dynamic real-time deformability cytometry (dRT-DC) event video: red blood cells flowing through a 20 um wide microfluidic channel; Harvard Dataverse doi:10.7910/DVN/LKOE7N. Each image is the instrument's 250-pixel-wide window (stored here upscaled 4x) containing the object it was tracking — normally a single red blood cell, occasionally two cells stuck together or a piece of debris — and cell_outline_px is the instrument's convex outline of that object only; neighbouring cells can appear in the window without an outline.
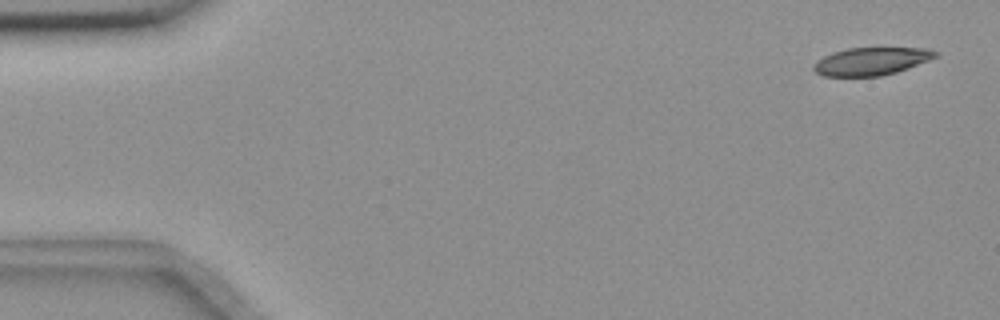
{"species": "common noctule bat (a hibernating species)", "species_latin": "Nyctalus noctula", "temperature_condition": "room temperature", "stored_images_in_passage": 54, "camera_frame_rate_fps": 3000, "um_per_image_px": 0.085, "animal": {"sex": "female", "body_mass_g": 18.4}, "frame": {"image": 1, "passage_image": 1, "time_ms": 0.0, "image_size_px": [1000, 320], "cell_outline_px": [[940, 56], [908, 68], [896, 72], [880, 76], [824, 76], [816, 72], [812, 68], [812, 64], [816, 60], [832, 52], [848, 48], [928, 48], [940, 52]], "centroid_in_image_um": [74.08, 5.2], "position_along_channel_um": 10.9, "area_um2": 19.88}}
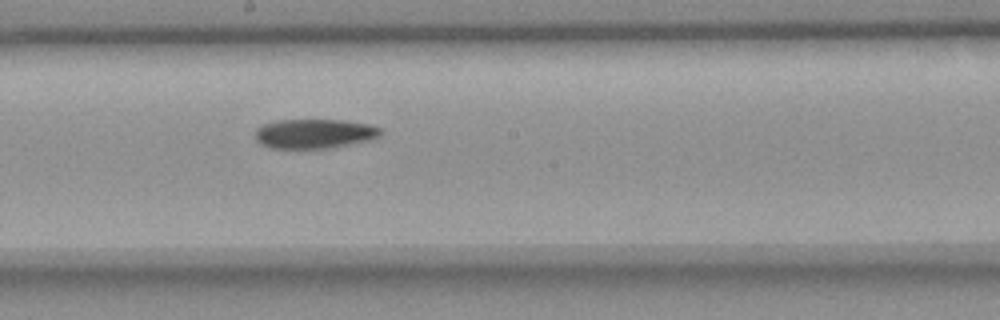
{"frame": {"image": 2, "passage_image": 29, "time_ms": 9.333, "image_size_px": [1000, 320], "cell_outline_px": [[380, 136], [372, 140], [332, 148], [272, 148], [260, 144], [256, 140], [256, 128], [260, 124], [276, 120], [348, 120], [368, 124], [380, 128]], "centroid_in_image_um": [26.72, 11.36], "position_along_channel_um": 221.5, "area_um2": 21.79}}
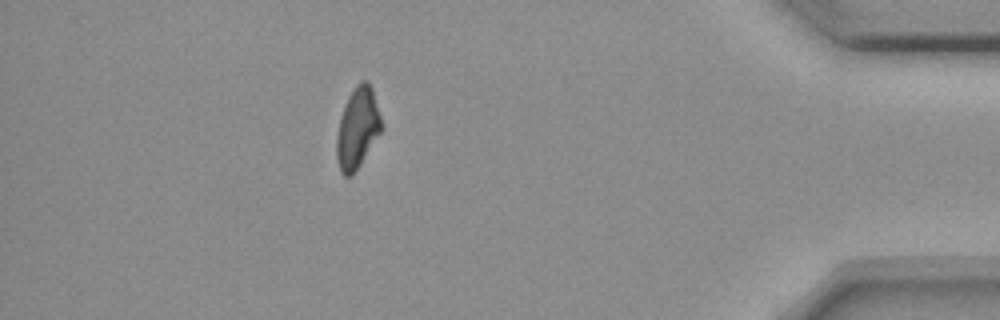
{"frame": {"image": 3, "passage_image": 48, "time_ms": 15.667, "image_size_px": [1000, 320], "cell_outline_px": [[380, 132], [360, 164], [352, 176], [344, 176], [340, 172], [336, 160], [336, 136], [340, 116], [344, 104], [352, 88], [360, 80], [368, 80], [372, 88], [380, 116]], "centroid_in_image_um": [30.34, 10.87], "position_along_channel_um": 404.9, "area_um2": 21.04}}